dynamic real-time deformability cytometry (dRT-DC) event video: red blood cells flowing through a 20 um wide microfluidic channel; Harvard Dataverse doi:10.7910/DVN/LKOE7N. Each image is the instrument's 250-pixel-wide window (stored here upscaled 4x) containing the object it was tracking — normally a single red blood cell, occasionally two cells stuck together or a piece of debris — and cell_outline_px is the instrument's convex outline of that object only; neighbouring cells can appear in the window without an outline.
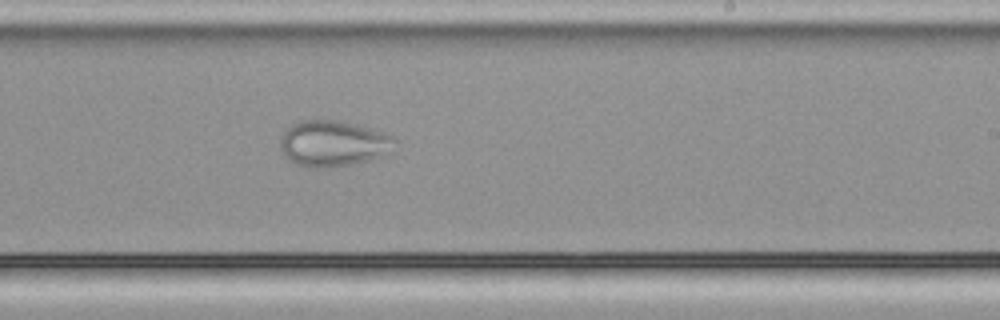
{"species": "common noctule bat (a hibernating species)", "species_latin": "Nyctalus noctula", "temperature_condition": "cold", "stored_images_in_passage": 38, "camera_frame_rate_fps": 3000, "um_per_image_px": 0.085, "animal": {"sex": "male", "body_mass_g": 21.5, "forearm_length_mm": 52.0}, "frame": {"image": 1, "passage_image": 17, "time_ms": 5.333, "image_size_px": [1000, 320], "cell_outline_px": [[400, 140], [392, 152], [368, 160], [352, 164], [332, 168], [304, 168], [288, 160], [280, 144], [280, 136], [292, 124], [300, 120], [336, 120], [384, 132]], "centroid_in_image_um": [28.34, 12.22], "position_along_channel_um": 260.7, "area_um2": 30.98}}
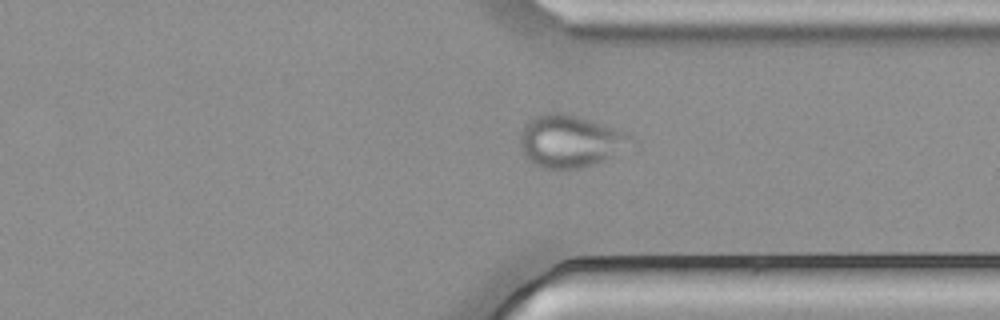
{"frame": {"image": 2, "passage_image": 25, "time_ms": 8.0, "image_size_px": [1000, 320], "cell_outline_px": [[640, 144], [636, 152], [600, 164], [584, 168], [564, 172], [560, 172], [540, 168], [528, 160], [524, 156], [520, 148], [520, 132], [524, 124], [536, 116], [552, 112], [564, 112], [624, 132], [632, 136]], "centroid_in_image_um": [48.63, 12.11], "position_along_channel_um": 362.8, "area_um2": 36.13}}
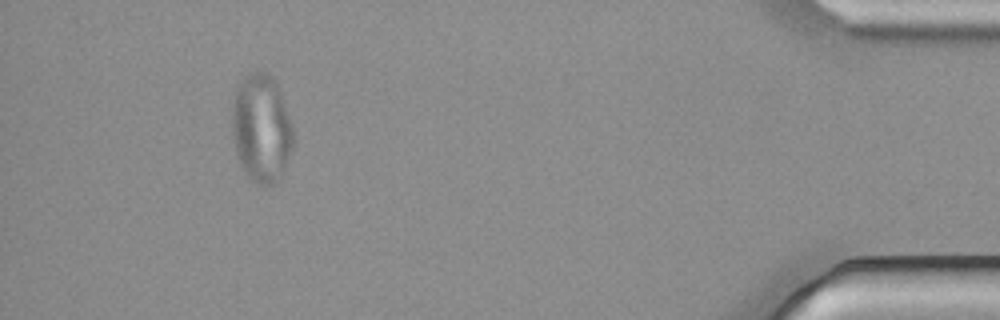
{"frame": {"image": 3, "passage_image": 34, "time_ms": 11.0, "image_size_px": [1000, 320], "cell_outline_px": [[292, 148], [280, 176], [272, 184], [260, 184], [252, 180], [244, 172], [240, 164], [236, 152], [232, 132], [232, 104], [236, 84], [252, 72], [264, 72], [276, 84], [280, 92], [292, 124]], "centroid_in_image_um": [22.18, 10.89], "position_along_channel_um": 413.0, "area_um2": 37.97}}